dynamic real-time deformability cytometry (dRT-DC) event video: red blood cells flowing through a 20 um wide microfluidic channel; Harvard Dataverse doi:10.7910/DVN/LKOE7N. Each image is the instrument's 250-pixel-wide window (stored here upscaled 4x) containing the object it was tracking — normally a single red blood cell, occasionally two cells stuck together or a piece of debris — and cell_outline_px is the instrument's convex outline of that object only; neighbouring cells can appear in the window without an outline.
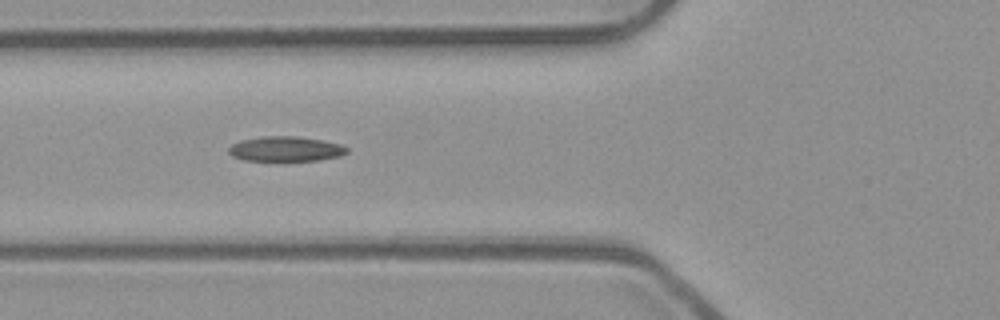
{"species": "common noctule bat (a hibernating species)", "species_latin": "Nyctalus noctula", "temperature_condition": "room temperature", "stored_images_in_passage": 40, "camera_frame_rate_fps": 3000, "um_per_image_px": 0.085, "animal": {"sex": "male", "body_mass_g": 23.1, "forearm_length_mm": 52.7}, "frame": {"image": 1, "passage_image": 9, "time_ms": 2.667, "image_size_px": [1000, 320], "cell_outline_px": [[348, 152], [340, 156], [320, 160], [284, 164], [244, 160], [232, 156], [228, 152], [228, 148], [232, 144], [240, 140], [264, 136], [296, 136], [320, 140], [340, 144], [348, 148]], "centroid_in_image_um": [24.25, 12.72], "position_along_channel_um": 101.5, "area_um2": 18.15}}
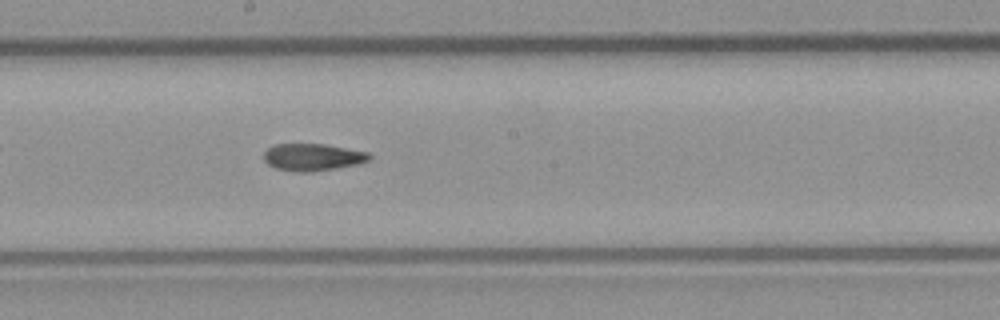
{"frame": {"image": 2, "passage_image": 18, "time_ms": 5.667, "image_size_px": [1000, 320], "cell_outline_px": [[372, 156], [368, 160], [356, 164], [336, 168], [312, 172], [296, 172], [276, 168], [268, 164], [264, 160], [264, 152], [268, 148], [276, 144], [324, 144], [368, 152]], "centroid_in_image_um": [26.56, 13.36], "position_along_channel_um": 221.6, "area_um2": 16.59}}
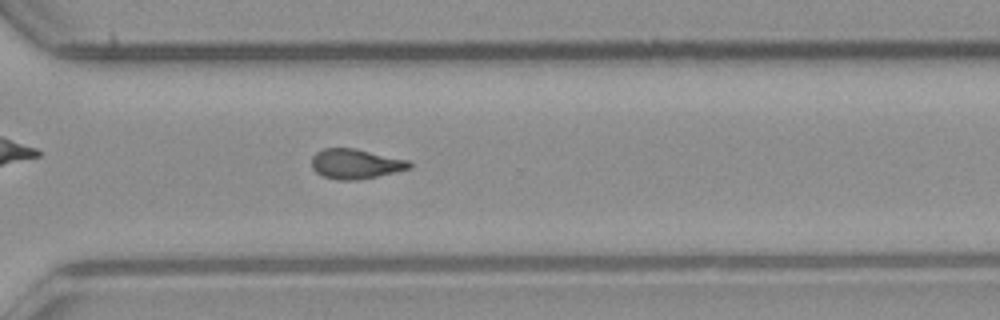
{"frame": {"image": 3, "passage_image": 27, "time_ms": 8.667, "image_size_px": [1000, 320], "cell_outline_px": [[412, 168], [396, 172], [360, 180], [336, 180], [324, 176], [316, 172], [312, 168], [312, 156], [316, 152], [324, 148], [356, 148], [408, 160], [412, 164]], "centroid_in_image_um": [30.23, 13.93], "position_along_channel_um": 340.4, "area_um2": 17.17}}